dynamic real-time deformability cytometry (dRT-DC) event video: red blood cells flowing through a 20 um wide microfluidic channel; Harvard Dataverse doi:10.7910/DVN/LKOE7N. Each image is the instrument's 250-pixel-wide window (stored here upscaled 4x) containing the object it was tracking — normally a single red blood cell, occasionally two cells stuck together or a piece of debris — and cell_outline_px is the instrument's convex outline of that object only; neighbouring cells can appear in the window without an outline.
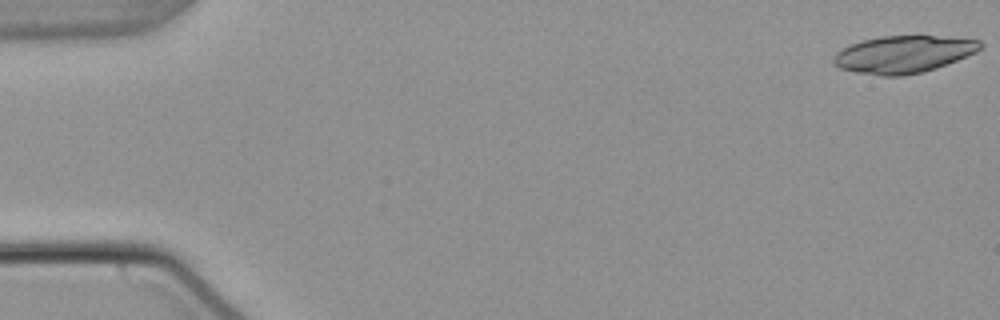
{"species": "common noctule bat (a hibernating species)", "species_latin": "Nyctalus noctula", "temperature_condition": "warm", "stored_images_in_passage": 45, "camera_frame_rate_fps": 3000, "um_per_image_px": 0.085, "animal": {"sex": "male", "body_mass_g": 21.5, "forearm_length_mm": 52.0}, "frame": {"image": 1, "passage_image": 1, "time_ms": 0.0, "image_size_px": [1000, 320], "cell_outline_px": [[984, 44], [976, 52], [956, 60], [920, 72], [904, 76], [880, 76], [856, 72], [840, 68], [832, 64], [832, 56], [836, 52], [852, 44], [864, 40], [880, 36], [936, 36], [980, 40]], "centroid_in_image_um": [76.74, 4.61], "position_along_channel_um": 8.3, "area_um2": 31.5}}